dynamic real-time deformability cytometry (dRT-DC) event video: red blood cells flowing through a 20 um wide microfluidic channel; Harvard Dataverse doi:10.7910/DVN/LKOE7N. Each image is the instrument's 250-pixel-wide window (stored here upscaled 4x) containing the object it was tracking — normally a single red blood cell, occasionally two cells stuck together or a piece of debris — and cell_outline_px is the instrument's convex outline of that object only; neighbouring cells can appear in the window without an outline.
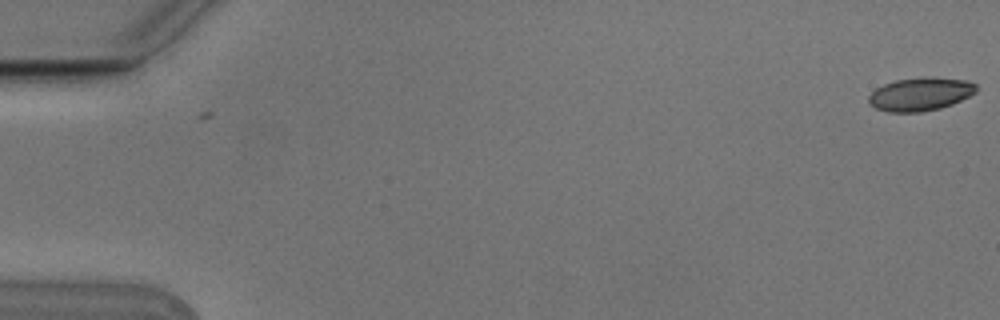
{"species": "Egyptian fruit bat (a non-hibernating species)", "species_latin": "Rousettus aegyptiacus", "temperature_condition": "cold", "stored_images_in_passage": 2, "camera_frame_rate_fps": 3000, "um_per_image_px": 0.085, "animal": {"sex": "male"}, "frame": {"image": 1, "passage_image": 2, "time_ms": 0.333, "image_size_px": [1000, 320], "cell_outline_px": [[976, 92], [952, 104], [940, 108], [920, 112], [888, 112], [876, 108], [868, 104], [868, 96], [876, 88], [884, 84], [896, 80], [924, 76], [932, 76], [968, 80], [976, 84]], "centroid_in_image_um": [78.22, 7.98], "position_along_channel_um": 6.8, "area_um2": 21.04}}